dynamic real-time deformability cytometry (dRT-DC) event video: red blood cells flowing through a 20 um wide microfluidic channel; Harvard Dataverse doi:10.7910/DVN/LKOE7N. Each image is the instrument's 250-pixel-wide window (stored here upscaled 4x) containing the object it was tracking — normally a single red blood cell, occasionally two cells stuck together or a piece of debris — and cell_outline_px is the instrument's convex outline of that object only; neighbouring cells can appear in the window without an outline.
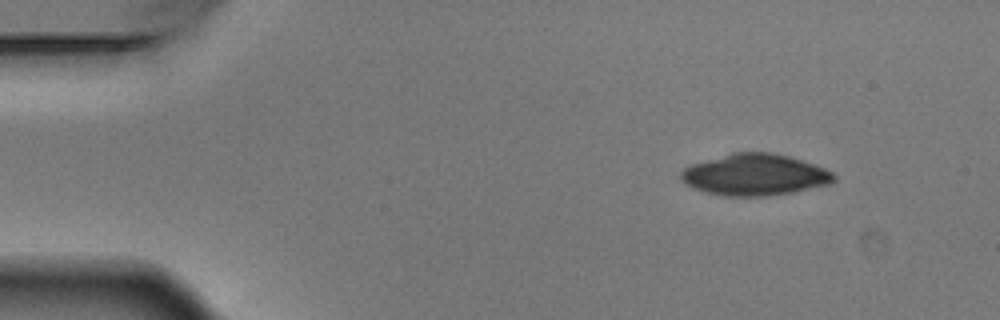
{"species": "Egyptian fruit bat (a non-hibernating species)", "species_latin": "Rousettus aegyptiacus", "temperature_condition": "warm", "stored_images_in_passage": 4, "segment_of_instrument_passage": [2, 2], "camera_frame_rate_fps": 3000, "um_per_image_px": 0.085, "animal": {"sex": "male"}, "frame": {"image": 1, "passage_image": 4, "time_ms": 1.0, "image_size_px": [1000, 320], "cell_outline_px": [[836, 180], [832, 184], [792, 192], [764, 196], [720, 196], [692, 188], [680, 180], [680, 172], [684, 168], [692, 164], [732, 152], [776, 152], [824, 168], [832, 172], [836, 176]], "centroid_in_image_um": [64.15, 14.86], "position_along_channel_um": 20.9, "area_um2": 37.11}}